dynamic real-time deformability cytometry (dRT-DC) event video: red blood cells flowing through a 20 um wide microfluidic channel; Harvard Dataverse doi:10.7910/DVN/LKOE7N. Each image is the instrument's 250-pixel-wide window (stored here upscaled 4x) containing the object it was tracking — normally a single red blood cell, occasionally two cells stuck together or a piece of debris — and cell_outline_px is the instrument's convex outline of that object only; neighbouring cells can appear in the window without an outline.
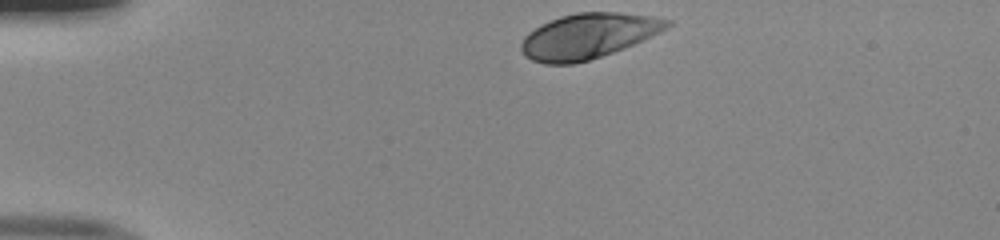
{"species": "human", "species_latin": "Homo sapiens", "temperature_condition": "room temperature", "stored_images_in_passage": 33, "camera_frame_rate_fps": 3000, "um_per_image_px": 0.085, "donor": {"sex": "male"}, "frame": {"image": 1, "passage_image": 1, "time_ms": 0.0, "image_size_px": [1000, 240], "cell_outline_px": [[672, 24], [668, 28], [660, 32], [624, 48], [588, 60], [572, 64], [544, 64], [532, 60], [524, 56], [520, 48], [520, 44], [524, 36], [528, 32], [540, 24], [560, 16], [576, 12], [620, 12], [652, 16], [672, 20]], "centroid_in_image_um": [49.97, 3.05], "position_along_channel_um": 35.0, "area_um2": 38.55}}
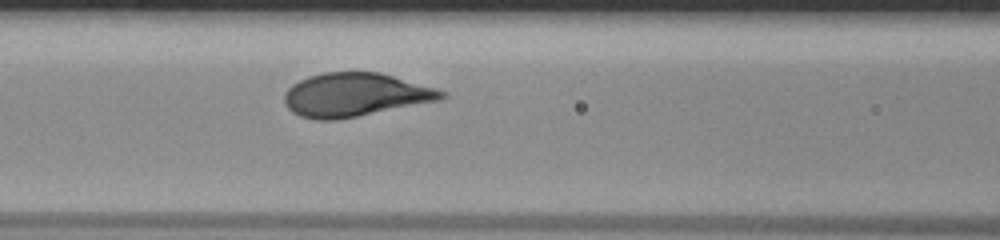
{"frame": {"image": 2, "passage_image": 13, "time_ms": 4.0, "image_size_px": [1000, 240], "cell_outline_px": [[448, 96], [440, 100], [336, 120], [316, 120], [300, 116], [292, 112], [288, 108], [284, 100], [284, 92], [292, 84], [308, 76], [324, 72], [380, 72], [436, 88], [448, 92]], "centroid_in_image_um": [30.18, 8.05], "position_along_channel_um": 136.4, "area_um2": 39.88}}
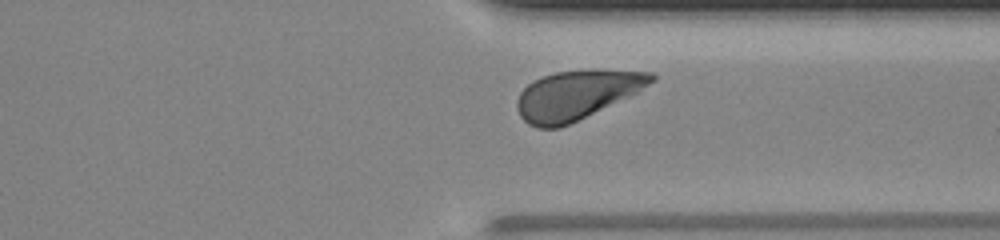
{"frame": {"image": 3, "passage_image": 30, "time_ms": 9.667, "image_size_px": [1000, 240], "cell_outline_px": [[656, 80], [636, 92], [560, 128], [536, 128], [528, 124], [520, 116], [516, 108], [516, 100], [520, 92], [528, 84], [544, 76], [556, 72], [588, 68], [600, 68], [652, 72], [656, 76]], "centroid_in_image_um": [49.0, 8.03], "position_along_channel_um": 362.4, "area_um2": 38.44}, "authors_computed_cell_mechanics": {"area_um2": 38.9572, "velocity_mm_per_s": 3.9809, "shape_relaxation_time_tau1_ms": 2.0659, "shape_relaxation_time_tau2_ms": null, "deformation_change_tau1": 0.1492, "deformation_change_tau2": null}}